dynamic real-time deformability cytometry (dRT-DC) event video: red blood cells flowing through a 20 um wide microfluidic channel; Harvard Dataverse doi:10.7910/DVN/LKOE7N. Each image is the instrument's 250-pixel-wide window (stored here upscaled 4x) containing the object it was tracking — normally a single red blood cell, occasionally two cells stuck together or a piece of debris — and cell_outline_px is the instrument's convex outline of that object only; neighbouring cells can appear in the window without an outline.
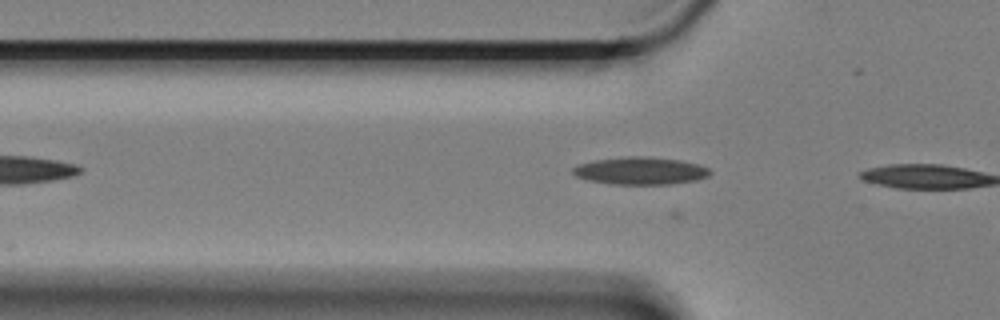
{"species": "Egyptian fruit bat (a non-hibernating species)", "species_latin": "Rousettus aegyptiacus", "temperature_condition": "cold", "stored_images_in_passage": 7, "camera_frame_rate_fps": 3000, "um_per_image_px": 0.085, "animal": {"sex": "female"}, "frame": {"image": 1, "passage_image": 6, "time_ms": 1.667, "image_size_px": [1000, 320], "cell_outline_px": [[712, 172], [708, 176], [696, 180], [672, 184], [608, 184], [588, 180], [576, 176], [572, 172], [572, 168], [576, 164], [596, 160], [628, 156], [640, 156], [680, 160], [696, 164], [708, 168]], "centroid_in_image_um": [54.4, 14.52], "position_along_channel_um": 71.4, "area_um2": 21.91}}